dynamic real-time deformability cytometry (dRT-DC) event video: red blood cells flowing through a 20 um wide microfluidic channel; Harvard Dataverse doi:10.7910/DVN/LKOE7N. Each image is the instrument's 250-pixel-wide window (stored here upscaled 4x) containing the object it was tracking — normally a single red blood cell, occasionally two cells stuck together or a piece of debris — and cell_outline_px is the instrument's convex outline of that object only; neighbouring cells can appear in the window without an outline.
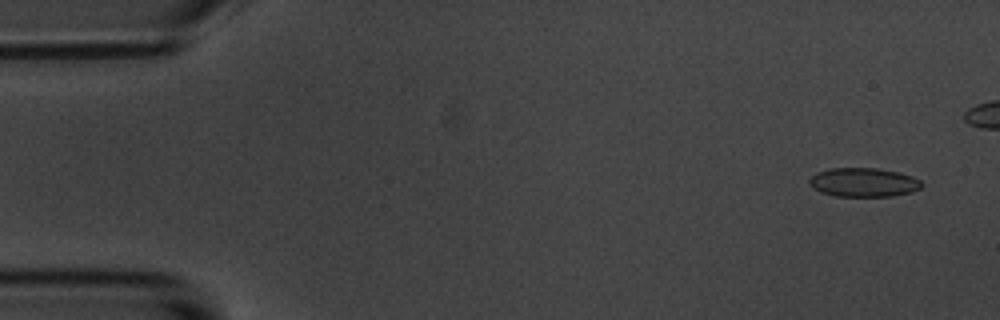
{"species": "common noctule bat (a hibernating species)", "species_latin": "Nyctalus noctula", "temperature_condition": "room temperature", "stored_images_in_passage": 6, "camera_frame_rate_fps": 3000, "um_per_image_px": 0.085, "animal": {"sex": "male", "body_mass_g": 20.1, "forearm_length_mm": 53.5}, "frame": {"image": 1, "passage_image": 1, "time_ms": 0.0, "image_size_px": [1000, 320], "cell_outline_px": [[924, 184], [920, 188], [912, 192], [892, 196], [836, 196], [820, 192], [808, 180], [816, 172], [828, 168], [876, 168], [896, 172], [912, 176], [920, 180]], "centroid_in_image_um": [73.42, 15.5], "position_along_channel_um": 11.6, "area_um2": 18.84}}